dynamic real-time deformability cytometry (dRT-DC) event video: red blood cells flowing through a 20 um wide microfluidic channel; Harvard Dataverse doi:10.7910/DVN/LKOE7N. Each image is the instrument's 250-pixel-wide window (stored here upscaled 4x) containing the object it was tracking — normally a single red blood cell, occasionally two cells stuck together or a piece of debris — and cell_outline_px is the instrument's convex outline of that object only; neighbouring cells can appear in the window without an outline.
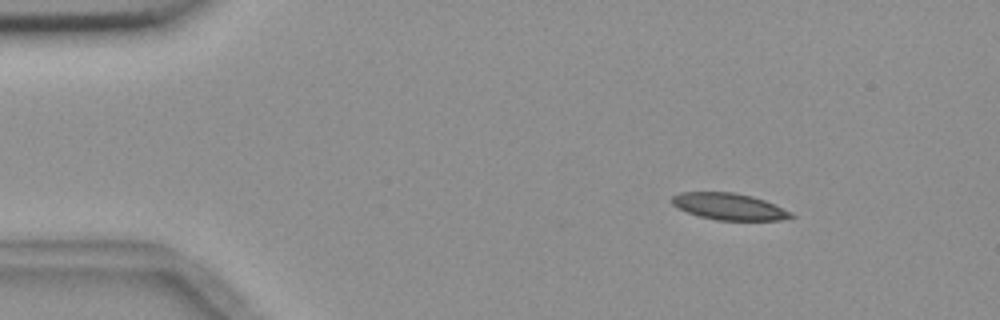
{"species": "common noctule bat (a hibernating species)", "species_latin": "Nyctalus noctula", "temperature_condition": "room temperature", "stored_images_in_passage": 9, "camera_frame_rate_fps": 3000, "um_per_image_px": 0.085, "animal": {"sex": "female", "body_mass_g": 18.4}, "frame": {"image": 1, "passage_image": 2, "time_ms": 1.0, "image_size_px": [1000, 320], "cell_outline_px": [[796, 216], [780, 220], [716, 220], [700, 216], [688, 212], [672, 204], [672, 196], [680, 192], [732, 192], [752, 196], [764, 200], [792, 212]], "centroid_in_image_um": [61.99, 17.55], "position_along_channel_um": 23.0, "area_um2": 18.32}}
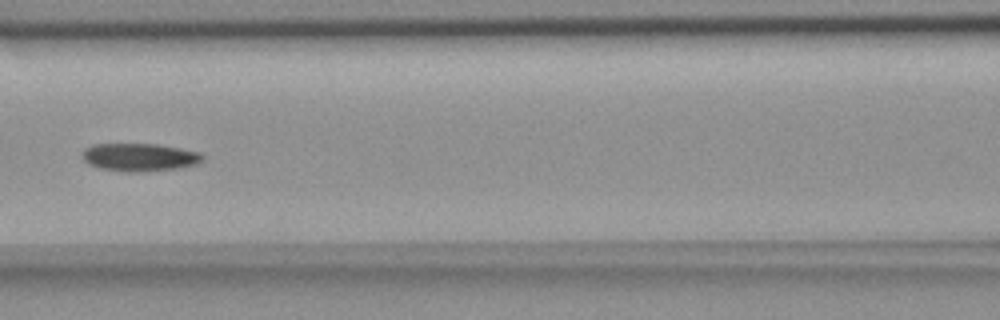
{"frame": {"image": 2, "passage_image": 6, "time_ms": 6.667, "image_size_px": [1000, 320], "cell_outline_px": [[204, 160], [196, 164], [176, 168], [136, 172], [124, 172], [100, 168], [88, 164], [80, 156], [80, 152], [84, 148], [92, 144], [156, 144], [180, 148], [200, 152], [204, 156]], "centroid_in_image_um": [11.81, 13.35], "position_along_channel_um": 154.8, "area_um2": 19.71}}
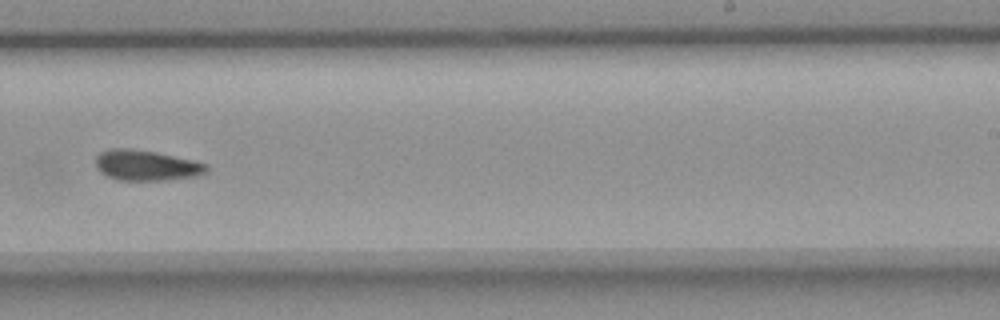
{"frame": {"image": 3, "passage_image": 9, "time_ms": 10.0, "image_size_px": [1000, 320], "cell_outline_px": [[208, 172], [196, 176], [164, 180], [116, 180], [100, 172], [96, 168], [96, 156], [100, 152], [112, 148], [128, 148], [156, 152], [192, 160], [208, 164]], "centroid_in_image_um": [12.42, 14.05], "position_along_channel_um": 276.6, "area_um2": 19.71}}